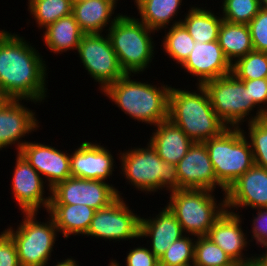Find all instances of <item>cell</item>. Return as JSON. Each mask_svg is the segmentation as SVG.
I'll use <instances>...</instances> for the list:
<instances>
[{
	"label": "cell",
	"instance_id": "8d00e7d4",
	"mask_svg": "<svg viewBox=\"0 0 267 266\" xmlns=\"http://www.w3.org/2000/svg\"><path fill=\"white\" fill-rule=\"evenodd\" d=\"M248 27L254 50L267 53V10L261 8Z\"/></svg>",
	"mask_w": 267,
	"mask_h": 266
},
{
	"label": "cell",
	"instance_id": "c3c4849f",
	"mask_svg": "<svg viewBox=\"0 0 267 266\" xmlns=\"http://www.w3.org/2000/svg\"><path fill=\"white\" fill-rule=\"evenodd\" d=\"M110 2H112L115 6H117V2H118V0H109Z\"/></svg>",
	"mask_w": 267,
	"mask_h": 266
},
{
	"label": "cell",
	"instance_id": "4316f807",
	"mask_svg": "<svg viewBox=\"0 0 267 266\" xmlns=\"http://www.w3.org/2000/svg\"><path fill=\"white\" fill-rule=\"evenodd\" d=\"M217 41L231 64L254 50L248 24L230 23L223 20Z\"/></svg>",
	"mask_w": 267,
	"mask_h": 266
},
{
	"label": "cell",
	"instance_id": "44dd1931",
	"mask_svg": "<svg viewBox=\"0 0 267 266\" xmlns=\"http://www.w3.org/2000/svg\"><path fill=\"white\" fill-rule=\"evenodd\" d=\"M154 218L140 219V238L151 237L150 251L160 259L169 246L185 234L175 214L166 205Z\"/></svg>",
	"mask_w": 267,
	"mask_h": 266
},
{
	"label": "cell",
	"instance_id": "d590c367",
	"mask_svg": "<svg viewBox=\"0 0 267 266\" xmlns=\"http://www.w3.org/2000/svg\"><path fill=\"white\" fill-rule=\"evenodd\" d=\"M242 81L245 87L248 88L250 101L257 106V111H255L256 115L252 116L251 114L249 123L259 118L267 117V78Z\"/></svg>",
	"mask_w": 267,
	"mask_h": 266
},
{
	"label": "cell",
	"instance_id": "b9f144b4",
	"mask_svg": "<svg viewBox=\"0 0 267 266\" xmlns=\"http://www.w3.org/2000/svg\"><path fill=\"white\" fill-rule=\"evenodd\" d=\"M56 262L57 264H55L54 266H79L78 261H76L72 257L62 260L60 262L59 261Z\"/></svg>",
	"mask_w": 267,
	"mask_h": 266
},
{
	"label": "cell",
	"instance_id": "277c9868",
	"mask_svg": "<svg viewBox=\"0 0 267 266\" xmlns=\"http://www.w3.org/2000/svg\"><path fill=\"white\" fill-rule=\"evenodd\" d=\"M146 146L118 154L121 155L120 174L123 173L138 191L155 193L165 188L172 193L181 190L176 165L163 161L150 142Z\"/></svg>",
	"mask_w": 267,
	"mask_h": 266
},
{
	"label": "cell",
	"instance_id": "f6af8a7d",
	"mask_svg": "<svg viewBox=\"0 0 267 266\" xmlns=\"http://www.w3.org/2000/svg\"><path fill=\"white\" fill-rule=\"evenodd\" d=\"M256 244L262 246L265 248V250H267V234L265 236H263Z\"/></svg>",
	"mask_w": 267,
	"mask_h": 266
},
{
	"label": "cell",
	"instance_id": "d4e9b609",
	"mask_svg": "<svg viewBox=\"0 0 267 266\" xmlns=\"http://www.w3.org/2000/svg\"><path fill=\"white\" fill-rule=\"evenodd\" d=\"M43 40L51 52L61 54L69 50H77L85 34L73 14L62 17L45 28ZM61 52V53H60Z\"/></svg>",
	"mask_w": 267,
	"mask_h": 266
},
{
	"label": "cell",
	"instance_id": "cb8c5ba5",
	"mask_svg": "<svg viewBox=\"0 0 267 266\" xmlns=\"http://www.w3.org/2000/svg\"><path fill=\"white\" fill-rule=\"evenodd\" d=\"M95 211V209L85 204H49L47 210L48 214L53 218L58 231L66 239L71 234L85 236Z\"/></svg>",
	"mask_w": 267,
	"mask_h": 266
},
{
	"label": "cell",
	"instance_id": "7dc6e473",
	"mask_svg": "<svg viewBox=\"0 0 267 266\" xmlns=\"http://www.w3.org/2000/svg\"><path fill=\"white\" fill-rule=\"evenodd\" d=\"M89 0H72V3H81Z\"/></svg>",
	"mask_w": 267,
	"mask_h": 266
},
{
	"label": "cell",
	"instance_id": "f546056e",
	"mask_svg": "<svg viewBox=\"0 0 267 266\" xmlns=\"http://www.w3.org/2000/svg\"><path fill=\"white\" fill-rule=\"evenodd\" d=\"M169 26L161 46L169 57L181 66L191 53L195 41L181 23Z\"/></svg>",
	"mask_w": 267,
	"mask_h": 266
},
{
	"label": "cell",
	"instance_id": "60d3db41",
	"mask_svg": "<svg viewBox=\"0 0 267 266\" xmlns=\"http://www.w3.org/2000/svg\"><path fill=\"white\" fill-rule=\"evenodd\" d=\"M237 266H265L258 258L254 257L250 260L237 264Z\"/></svg>",
	"mask_w": 267,
	"mask_h": 266
},
{
	"label": "cell",
	"instance_id": "8992f818",
	"mask_svg": "<svg viewBox=\"0 0 267 266\" xmlns=\"http://www.w3.org/2000/svg\"><path fill=\"white\" fill-rule=\"evenodd\" d=\"M243 129L227 128L204 141L217 181L227 190L254 164L252 148Z\"/></svg>",
	"mask_w": 267,
	"mask_h": 266
},
{
	"label": "cell",
	"instance_id": "bcb514c9",
	"mask_svg": "<svg viewBox=\"0 0 267 266\" xmlns=\"http://www.w3.org/2000/svg\"><path fill=\"white\" fill-rule=\"evenodd\" d=\"M260 1V7L262 9H266L267 10V0H259Z\"/></svg>",
	"mask_w": 267,
	"mask_h": 266
},
{
	"label": "cell",
	"instance_id": "7bdbcfd3",
	"mask_svg": "<svg viewBox=\"0 0 267 266\" xmlns=\"http://www.w3.org/2000/svg\"><path fill=\"white\" fill-rule=\"evenodd\" d=\"M12 99L0 89V110L7 105Z\"/></svg>",
	"mask_w": 267,
	"mask_h": 266
},
{
	"label": "cell",
	"instance_id": "e0dca14e",
	"mask_svg": "<svg viewBox=\"0 0 267 266\" xmlns=\"http://www.w3.org/2000/svg\"><path fill=\"white\" fill-rule=\"evenodd\" d=\"M197 77L196 85L223 77L232 72V64L225 57L218 41L195 42V45L181 68Z\"/></svg>",
	"mask_w": 267,
	"mask_h": 266
},
{
	"label": "cell",
	"instance_id": "2e32d148",
	"mask_svg": "<svg viewBox=\"0 0 267 266\" xmlns=\"http://www.w3.org/2000/svg\"><path fill=\"white\" fill-rule=\"evenodd\" d=\"M226 209L267 207V169L253 165L225 193Z\"/></svg>",
	"mask_w": 267,
	"mask_h": 266
},
{
	"label": "cell",
	"instance_id": "5bb4252c",
	"mask_svg": "<svg viewBox=\"0 0 267 266\" xmlns=\"http://www.w3.org/2000/svg\"><path fill=\"white\" fill-rule=\"evenodd\" d=\"M180 187L182 189L213 190L216 186L226 193V189L217 181L209 153L204 142H194L187 154L176 165Z\"/></svg>",
	"mask_w": 267,
	"mask_h": 266
},
{
	"label": "cell",
	"instance_id": "74e56055",
	"mask_svg": "<svg viewBox=\"0 0 267 266\" xmlns=\"http://www.w3.org/2000/svg\"><path fill=\"white\" fill-rule=\"evenodd\" d=\"M126 256V266H159V259L147 247H134ZM111 260L115 266H121L115 259Z\"/></svg>",
	"mask_w": 267,
	"mask_h": 266
},
{
	"label": "cell",
	"instance_id": "f35d334b",
	"mask_svg": "<svg viewBox=\"0 0 267 266\" xmlns=\"http://www.w3.org/2000/svg\"><path fill=\"white\" fill-rule=\"evenodd\" d=\"M0 266H20L16 245L5 230L0 234Z\"/></svg>",
	"mask_w": 267,
	"mask_h": 266
},
{
	"label": "cell",
	"instance_id": "f907efd6",
	"mask_svg": "<svg viewBox=\"0 0 267 266\" xmlns=\"http://www.w3.org/2000/svg\"><path fill=\"white\" fill-rule=\"evenodd\" d=\"M182 266H194V264L182 265Z\"/></svg>",
	"mask_w": 267,
	"mask_h": 266
},
{
	"label": "cell",
	"instance_id": "52a82bcc",
	"mask_svg": "<svg viewBox=\"0 0 267 266\" xmlns=\"http://www.w3.org/2000/svg\"><path fill=\"white\" fill-rule=\"evenodd\" d=\"M213 192L207 189H181L170 194L167 206L175 214L184 234L190 237L206 236L227 210L225 196L217 204Z\"/></svg>",
	"mask_w": 267,
	"mask_h": 266
},
{
	"label": "cell",
	"instance_id": "9a60e30c",
	"mask_svg": "<svg viewBox=\"0 0 267 266\" xmlns=\"http://www.w3.org/2000/svg\"><path fill=\"white\" fill-rule=\"evenodd\" d=\"M19 153L43 178H46L49 192L57 183L71 177L68 153L35 141H28Z\"/></svg>",
	"mask_w": 267,
	"mask_h": 266
},
{
	"label": "cell",
	"instance_id": "ee69618b",
	"mask_svg": "<svg viewBox=\"0 0 267 266\" xmlns=\"http://www.w3.org/2000/svg\"><path fill=\"white\" fill-rule=\"evenodd\" d=\"M257 255V256H256ZM256 258H258L265 266H267V250L262 254H255L254 255Z\"/></svg>",
	"mask_w": 267,
	"mask_h": 266
},
{
	"label": "cell",
	"instance_id": "1f68e13d",
	"mask_svg": "<svg viewBox=\"0 0 267 266\" xmlns=\"http://www.w3.org/2000/svg\"><path fill=\"white\" fill-rule=\"evenodd\" d=\"M232 74L240 80L267 78V53L253 50L232 64Z\"/></svg>",
	"mask_w": 267,
	"mask_h": 266
},
{
	"label": "cell",
	"instance_id": "3957f363",
	"mask_svg": "<svg viewBox=\"0 0 267 266\" xmlns=\"http://www.w3.org/2000/svg\"><path fill=\"white\" fill-rule=\"evenodd\" d=\"M130 76L125 74L109 85L102 92L104 96L135 121L155 126L167 120L171 86L143 83Z\"/></svg>",
	"mask_w": 267,
	"mask_h": 266
},
{
	"label": "cell",
	"instance_id": "ba28073f",
	"mask_svg": "<svg viewBox=\"0 0 267 266\" xmlns=\"http://www.w3.org/2000/svg\"><path fill=\"white\" fill-rule=\"evenodd\" d=\"M17 229L5 231L14 241L20 266H47L56 242L58 229L49 215L47 222L37 221V212H23Z\"/></svg>",
	"mask_w": 267,
	"mask_h": 266
},
{
	"label": "cell",
	"instance_id": "ffe728a7",
	"mask_svg": "<svg viewBox=\"0 0 267 266\" xmlns=\"http://www.w3.org/2000/svg\"><path fill=\"white\" fill-rule=\"evenodd\" d=\"M242 215L239 212L225 211L212 225L206 237L220 246L224 252L236 263H242L255 256L246 257L243 250L248 246L247 235L242 229Z\"/></svg>",
	"mask_w": 267,
	"mask_h": 266
},
{
	"label": "cell",
	"instance_id": "e575fe53",
	"mask_svg": "<svg viewBox=\"0 0 267 266\" xmlns=\"http://www.w3.org/2000/svg\"><path fill=\"white\" fill-rule=\"evenodd\" d=\"M248 136L255 165L267 169V117L248 123Z\"/></svg>",
	"mask_w": 267,
	"mask_h": 266
},
{
	"label": "cell",
	"instance_id": "603a6c76",
	"mask_svg": "<svg viewBox=\"0 0 267 266\" xmlns=\"http://www.w3.org/2000/svg\"><path fill=\"white\" fill-rule=\"evenodd\" d=\"M116 6L109 0H89L73 3L72 14L85 34L102 33L103 29L110 28L121 13L114 18ZM113 14V15H112Z\"/></svg>",
	"mask_w": 267,
	"mask_h": 266
},
{
	"label": "cell",
	"instance_id": "7a4b0ae2",
	"mask_svg": "<svg viewBox=\"0 0 267 266\" xmlns=\"http://www.w3.org/2000/svg\"><path fill=\"white\" fill-rule=\"evenodd\" d=\"M197 86L193 92L171 87L168 119L193 142H204L221 135L228 127L215 113L204 86Z\"/></svg>",
	"mask_w": 267,
	"mask_h": 266
},
{
	"label": "cell",
	"instance_id": "83f0119b",
	"mask_svg": "<svg viewBox=\"0 0 267 266\" xmlns=\"http://www.w3.org/2000/svg\"><path fill=\"white\" fill-rule=\"evenodd\" d=\"M186 14L185 19H181V24L195 42L205 43L218 40L222 16L215 15L210 9L196 6L190 7Z\"/></svg>",
	"mask_w": 267,
	"mask_h": 266
},
{
	"label": "cell",
	"instance_id": "d6a6232c",
	"mask_svg": "<svg viewBox=\"0 0 267 266\" xmlns=\"http://www.w3.org/2000/svg\"><path fill=\"white\" fill-rule=\"evenodd\" d=\"M186 234L174 241L159 259L160 266H182L194 263L195 237Z\"/></svg>",
	"mask_w": 267,
	"mask_h": 266
},
{
	"label": "cell",
	"instance_id": "f1b7e54d",
	"mask_svg": "<svg viewBox=\"0 0 267 266\" xmlns=\"http://www.w3.org/2000/svg\"><path fill=\"white\" fill-rule=\"evenodd\" d=\"M28 10L39 29H45L58 19L72 14V0H29Z\"/></svg>",
	"mask_w": 267,
	"mask_h": 266
},
{
	"label": "cell",
	"instance_id": "8fae6325",
	"mask_svg": "<svg viewBox=\"0 0 267 266\" xmlns=\"http://www.w3.org/2000/svg\"><path fill=\"white\" fill-rule=\"evenodd\" d=\"M123 199L118 197L108 207L96 210L85 235L105 241L139 239L141 217Z\"/></svg>",
	"mask_w": 267,
	"mask_h": 266
},
{
	"label": "cell",
	"instance_id": "30bf717a",
	"mask_svg": "<svg viewBox=\"0 0 267 266\" xmlns=\"http://www.w3.org/2000/svg\"><path fill=\"white\" fill-rule=\"evenodd\" d=\"M77 52L88 75L98 82L103 92L109 85L125 75L106 33L84 34Z\"/></svg>",
	"mask_w": 267,
	"mask_h": 266
},
{
	"label": "cell",
	"instance_id": "681fc988",
	"mask_svg": "<svg viewBox=\"0 0 267 266\" xmlns=\"http://www.w3.org/2000/svg\"><path fill=\"white\" fill-rule=\"evenodd\" d=\"M108 266H115L112 262H110L109 264H108Z\"/></svg>",
	"mask_w": 267,
	"mask_h": 266
},
{
	"label": "cell",
	"instance_id": "d6986e66",
	"mask_svg": "<svg viewBox=\"0 0 267 266\" xmlns=\"http://www.w3.org/2000/svg\"><path fill=\"white\" fill-rule=\"evenodd\" d=\"M21 101L22 99H12L0 110V150L15 144L19 153L28 142L22 138L39 128L35 112L25 107Z\"/></svg>",
	"mask_w": 267,
	"mask_h": 266
},
{
	"label": "cell",
	"instance_id": "ac0fdd59",
	"mask_svg": "<svg viewBox=\"0 0 267 266\" xmlns=\"http://www.w3.org/2000/svg\"><path fill=\"white\" fill-rule=\"evenodd\" d=\"M114 157L103 145L84 141L70 154L71 177L106 181L114 170Z\"/></svg>",
	"mask_w": 267,
	"mask_h": 266
},
{
	"label": "cell",
	"instance_id": "7402d4cb",
	"mask_svg": "<svg viewBox=\"0 0 267 266\" xmlns=\"http://www.w3.org/2000/svg\"><path fill=\"white\" fill-rule=\"evenodd\" d=\"M154 128L149 142L163 161L177 165L194 142L169 119Z\"/></svg>",
	"mask_w": 267,
	"mask_h": 266
},
{
	"label": "cell",
	"instance_id": "836d02e7",
	"mask_svg": "<svg viewBox=\"0 0 267 266\" xmlns=\"http://www.w3.org/2000/svg\"><path fill=\"white\" fill-rule=\"evenodd\" d=\"M221 8L223 20L238 24H249L261 9L259 0H223Z\"/></svg>",
	"mask_w": 267,
	"mask_h": 266
},
{
	"label": "cell",
	"instance_id": "5b68a950",
	"mask_svg": "<svg viewBox=\"0 0 267 266\" xmlns=\"http://www.w3.org/2000/svg\"><path fill=\"white\" fill-rule=\"evenodd\" d=\"M106 31L119 64L125 74H139L150 66L154 59V41L148 28L139 18L121 14Z\"/></svg>",
	"mask_w": 267,
	"mask_h": 266
},
{
	"label": "cell",
	"instance_id": "4dcf8cb0",
	"mask_svg": "<svg viewBox=\"0 0 267 266\" xmlns=\"http://www.w3.org/2000/svg\"><path fill=\"white\" fill-rule=\"evenodd\" d=\"M196 238L194 266H237L220 246L206 236Z\"/></svg>",
	"mask_w": 267,
	"mask_h": 266
},
{
	"label": "cell",
	"instance_id": "ab89813d",
	"mask_svg": "<svg viewBox=\"0 0 267 266\" xmlns=\"http://www.w3.org/2000/svg\"><path fill=\"white\" fill-rule=\"evenodd\" d=\"M252 219V230L249 233H252L250 239L256 240V243L267 234V207L257 208V217Z\"/></svg>",
	"mask_w": 267,
	"mask_h": 266
},
{
	"label": "cell",
	"instance_id": "6da1fadb",
	"mask_svg": "<svg viewBox=\"0 0 267 266\" xmlns=\"http://www.w3.org/2000/svg\"><path fill=\"white\" fill-rule=\"evenodd\" d=\"M29 43L19 34L0 30V89L11 99L37 104L47 97V66Z\"/></svg>",
	"mask_w": 267,
	"mask_h": 266
},
{
	"label": "cell",
	"instance_id": "484cf974",
	"mask_svg": "<svg viewBox=\"0 0 267 266\" xmlns=\"http://www.w3.org/2000/svg\"><path fill=\"white\" fill-rule=\"evenodd\" d=\"M183 0H137L136 6L142 21L148 28L159 31L167 29L169 23L177 25L181 20H173L181 8ZM173 22H170L172 21ZM175 21V22H174ZM166 27V28H165Z\"/></svg>",
	"mask_w": 267,
	"mask_h": 266
},
{
	"label": "cell",
	"instance_id": "7c38bea8",
	"mask_svg": "<svg viewBox=\"0 0 267 266\" xmlns=\"http://www.w3.org/2000/svg\"><path fill=\"white\" fill-rule=\"evenodd\" d=\"M103 180L70 177L51 189L50 204H85L95 210L108 207L122 193Z\"/></svg>",
	"mask_w": 267,
	"mask_h": 266
},
{
	"label": "cell",
	"instance_id": "4fadbf2b",
	"mask_svg": "<svg viewBox=\"0 0 267 266\" xmlns=\"http://www.w3.org/2000/svg\"><path fill=\"white\" fill-rule=\"evenodd\" d=\"M12 177V194L18 206L23 212H37L44 207L48 210L51 192L48 197L44 196L45 179L27 162V160L17 153L16 163Z\"/></svg>",
	"mask_w": 267,
	"mask_h": 266
},
{
	"label": "cell",
	"instance_id": "9c48e42d",
	"mask_svg": "<svg viewBox=\"0 0 267 266\" xmlns=\"http://www.w3.org/2000/svg\"><path fill=\"white\" fill-rule=\"evenodd\" d=\"M203 86L215 113L228 128H240L245 121L249 123L248 117L256 105L250 101L248 88L242 80L230 73Z\"/></svg>",
	"mask_w": 267,
	"mask_h": 266
}]
</instances>
